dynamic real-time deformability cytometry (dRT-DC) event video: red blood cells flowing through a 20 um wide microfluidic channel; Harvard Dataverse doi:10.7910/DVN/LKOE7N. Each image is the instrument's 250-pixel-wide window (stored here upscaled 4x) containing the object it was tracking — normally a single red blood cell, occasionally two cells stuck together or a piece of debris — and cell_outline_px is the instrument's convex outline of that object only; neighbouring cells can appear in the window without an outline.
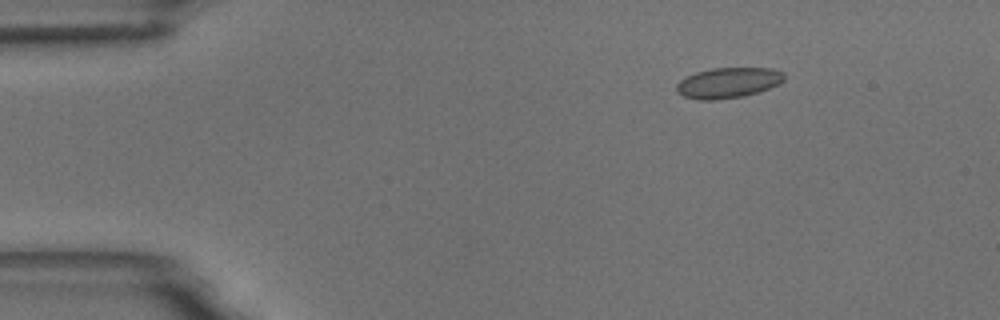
{"species": "common noctule bat (a hibernating species)", "species_latin": "Nyctalus noctula", "temperature_condition": "room temperature", "stored_images_in_passage": 48, "camera_frame_rate_fps": 3000, "um_per_image_px": 0.085, "animal": {"sex": "male", "body_mass_g": 18.8}, "frame": {"image": 1, "passage_image": 2, "time_ms": 0.333, "image_size_px": [1000, 320], "cell_outline_px": [[784, 80], [780, 84], [744, 96], [716, 100], [700, 100], [684, 96], [676, 92], [676, 84], [680, 80], [696, 72], [712, 68], [772, 68], [784, 72]], "centroid_in_image_um": [61.89, 7.03], "position_along_channel_um": 23.1, "area_um2": 19.13}}
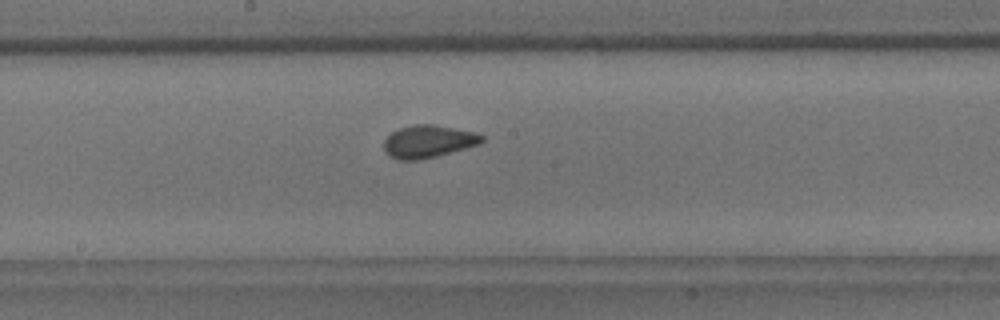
{"frame": {"image": 2, "passage_image": 23, "time_ms": 7.333, "image_size_px": [1000, 320], "cell_outline_px": [[484, 140], [480, 144], [436, 156], [420, 160], [396, 160], [388, 156], [384, 152], [384, 140], [392, 132], [400, 128], [412, 124], [432, 124], [476, 132], [484, 136]], "centroid_in_image_um": [36.38, 12.03], "position_along_channel_um": 211.8, "area_um2": 18.73}}
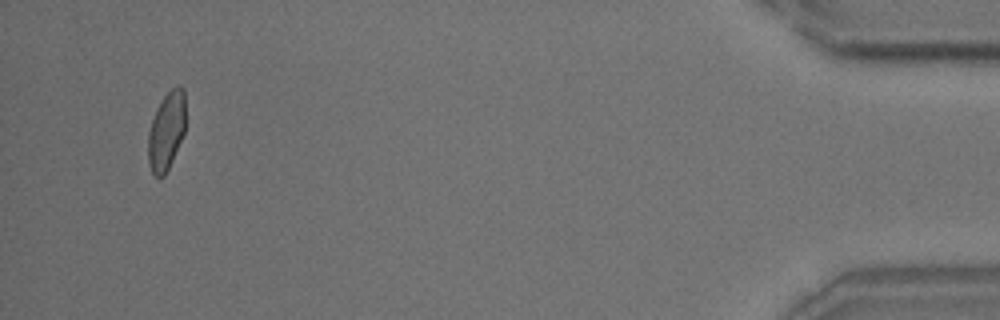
{"frame": {"image": 3, "passage_image": 46, "time_ms": 15.0, "image_size_px": [1000, 320], "cell_outline_px": [[184, 132], [172, 160], [164, 176], [156, 176], [152, 172], [148, 164], [148, 132], [156, 108], [164, 96], [176, 84], [180, 84], [184, 88]], "centroid_in_image_um": [14.13, 11.1], "position_along_channel_um": 421.1, "area_um2": 16.88}, "authors_computed_cell_mechanics": {"area_um2": 18.0336, "velocity_mm_per_s": 3.7377, "shape_relaxation_time_tau1_ms": null, "shape_relaxation_time_tau2_ms": 1.1129, "deformation_change_tau1": null, "deformation_change_tau2": 0.07}}